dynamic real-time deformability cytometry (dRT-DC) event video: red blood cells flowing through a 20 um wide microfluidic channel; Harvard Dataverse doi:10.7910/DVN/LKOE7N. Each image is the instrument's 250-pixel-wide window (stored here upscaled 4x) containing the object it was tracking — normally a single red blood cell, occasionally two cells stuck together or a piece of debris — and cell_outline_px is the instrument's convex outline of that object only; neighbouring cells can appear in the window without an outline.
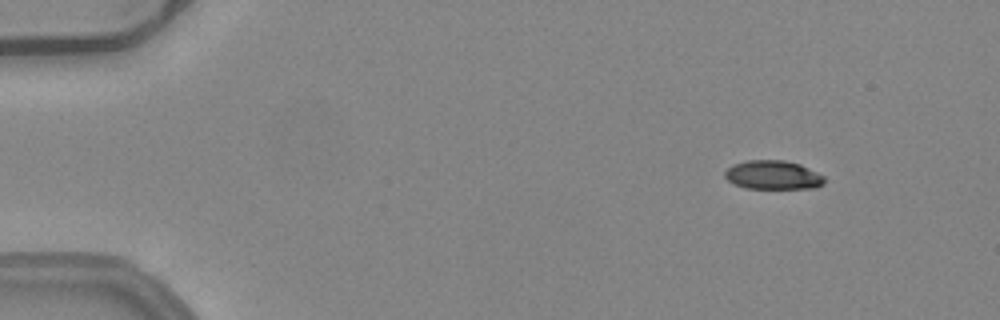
{"species": "common noctule bat (a hibernating species)", "species_latin": "Nyctalus noctula", "temperature_condition": "warm", "stored_images_in_passage": 47, "camera_frame_rate_fps": 3000, "um_per_image_px": 0.085, "animal": {"sex": "female", "body_mass_g": 24.6, "forearm_length_mm": 56.2}, "frame": {"image": 1, "passage_image": 1, "time_ms": 0.0, "image_size_px": [1000, 320], "cell_outline_px": [[824, 184], [816, 188], [744, 188], [728, 180], [724, 176], [724, 172], [732, 164], [748, 160], [784, 160], [800, 164], [824, 176]], "centroid_in_image_um": [65.7, 14.87], "position_along_channel_um": 19.3, "area_um2": 16.7}}
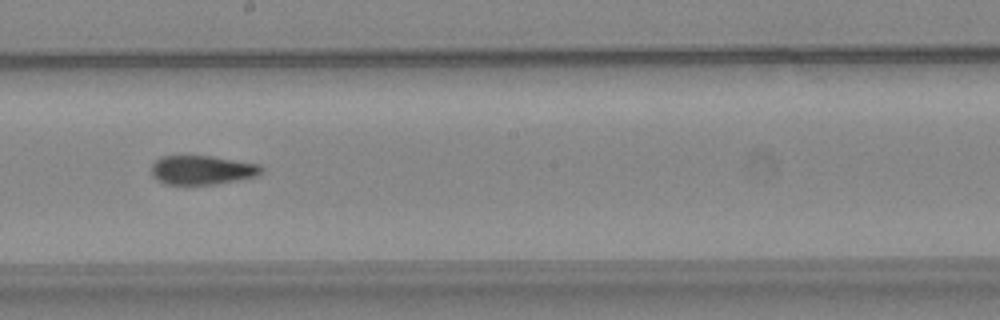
{"frame": {"image": 2, "passage_image": 25, "time_ms": 8.0, "image_size_px": [1000, 320], "cell_outline_px": [[264, 168], [256, 176], [216, 184], [164, 184], [156, 180], [152, 176], [152, 164], [160, 156], [212, 156], [260, 164]], "centroid_in_image_um": [17.16, 14.45], "position_along_channel_um": 231.0, "area_um2": 18.61}}
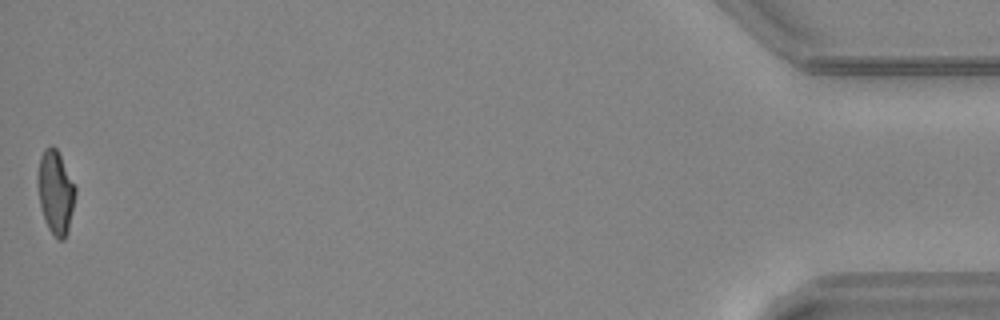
{"frame": {"image": 3, "passage_image": 47, "time_ms": 15.333, "image_size_px": [1000, 320], "cell_outline_px": [[76, 192], [68, 232], [64, 240], [60, 240], [48, 228], [44, 220], [40, 204], [36, 184], [36, 176], [40, 156], [44, 148], [52, 144], [56, 148], [76, 188]], "centroid_in_image_um": [4.69, 16.31], "position_along_channel_um": 430.5, "area_um2": 18.38}, "authors_computed_cell_mechanics": {"area_um2": 18.9006, "velocity_mm_per_s": 4.008, "shape_relaxation_time_tau1_ms": 10.9952, "shape_relaxation_time_tau2_ms": 2.7045, "deformation_change_tau1": 0.2831, "deformation_change_tau2": 0.096}}